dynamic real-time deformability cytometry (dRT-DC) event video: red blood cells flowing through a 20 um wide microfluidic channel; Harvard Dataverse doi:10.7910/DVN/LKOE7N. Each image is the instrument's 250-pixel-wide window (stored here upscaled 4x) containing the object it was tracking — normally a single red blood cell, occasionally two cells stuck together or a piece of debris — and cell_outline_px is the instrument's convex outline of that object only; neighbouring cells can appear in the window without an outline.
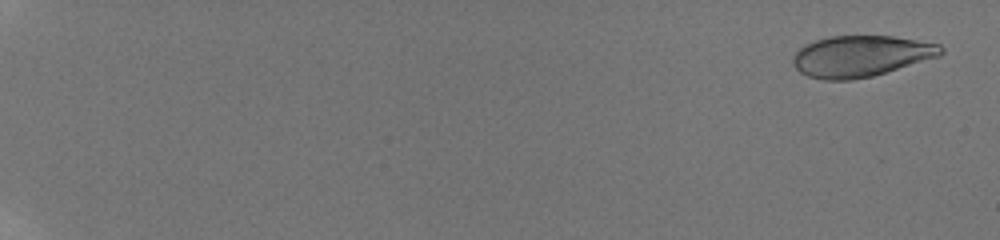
{"species": "human", "species_latin": "Homo sapiens", "temperature_condition": "room temperature", "stored_images_in_passage": 25, "camera_frame_rate_fps": 3000, "um_per_image_px": 0.085, "donor": {"sex": "male"}, "frame": {"image": 1, "passage_image": 2, "time_ms": 0.667, "image_size_px": [1000, 240], "cell_outline_px": [[944, 52], [940, 56], [872, 76], [852, 80], [824, 80], [808, 76], [800, 72], [792, 64], [792, 56], [804, 44], [828, 36], [892, 36], [940, 44], [944, 48]], "centroid_in_image_um": [73.16, 4.77], "position_along_channel_um": 11.8, "area_um2": 35.55}}
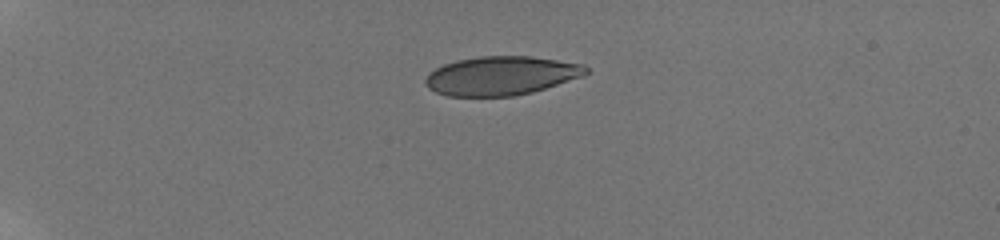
{"frame": {"image": 2, "passage_image": 16, "time_ms": 5.667, "image_size_px": [1000, 240], "cell_outline_px": [[588, 72], [584, 76], [532, 92], [512, 96], [448, 96], [436, 92], [428, 88], [424, 84], [424, 80], [428, 72], [444, 64], [456, 60], [480, 56], [532, 56], [584, 64], [588, 68]], "centroid_in_image_um": [42.59, 6.43], "position_along_channel_um": 42.4, "area_um2": 36.53}}